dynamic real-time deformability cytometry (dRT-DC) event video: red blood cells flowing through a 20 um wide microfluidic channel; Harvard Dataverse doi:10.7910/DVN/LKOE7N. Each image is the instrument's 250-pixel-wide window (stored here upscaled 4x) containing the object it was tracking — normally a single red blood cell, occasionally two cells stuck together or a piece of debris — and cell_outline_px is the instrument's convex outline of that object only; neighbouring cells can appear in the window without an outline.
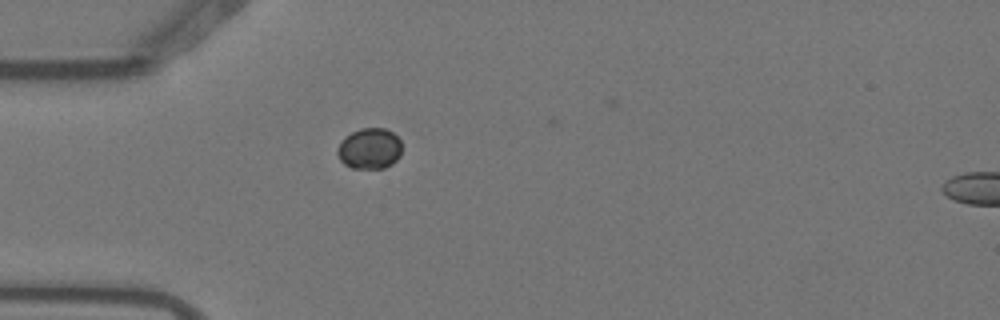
{"species": "Egyptian fruit bat (a non-hibernating species)", "species_latin": "Rousettus aegyptiacus", "temperature_condition": "warm", "stored_images_in_passage": 2, "camera_frame_rate_fps": 3000, "um_per_image_px": 0.085, "animal": {"sex": "female"}, "frame": {"image": 1, "passage_image": 1, "time_ms": 0.0, "image_size_px": [1000, 320], "cell_outline_px": [[400, 156], [392, 164], [384, 168], [352, 168], [344, 164], [340, 160], [336, 152], [336, 148], [340, 140], [344, 136], [360, 128], [384, 128], [392, 132], [400, 140]], "centroid_in_image_um": [31.37, 12.62], "position_along_channel_um": 53.6, "area_um2": 15.49}}